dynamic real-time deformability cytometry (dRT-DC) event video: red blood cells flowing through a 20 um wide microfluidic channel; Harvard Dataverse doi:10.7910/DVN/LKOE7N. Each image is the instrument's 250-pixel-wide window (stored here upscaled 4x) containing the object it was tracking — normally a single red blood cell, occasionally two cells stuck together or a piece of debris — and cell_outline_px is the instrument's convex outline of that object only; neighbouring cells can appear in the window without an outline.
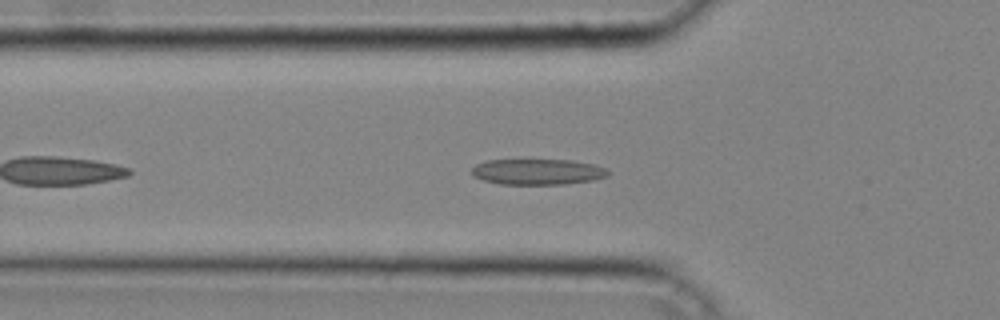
{"species": "common noctule bat (a hibernating species)", "species_latin": "Nyctalus noctula", "temperature_condition": "cold", "stored_images_in_passage": 32, "camera_frame_rate_fps": 3000, "um_per_image_px": 0.085, "animal": {"sex": "male", "body_mass_g": 20.4}, "frame": {"image": 1, "passage_image": 6, "time_ms": 1.667, "image_size_px": [1000, 320], "cell_outline_px": [[612, 172], [608, 176], [592, 180], [564, 184], [500, 184], [484, 180], [476, 176], [472, 172], [472, 168], [476, 164], [484, 160], [572, 160], [592, 164], [608, 168]], "centroid_in_image_um": [45.75, 14.6], "position_along_channel_um": 80.1, "area_um2": 20.46}}
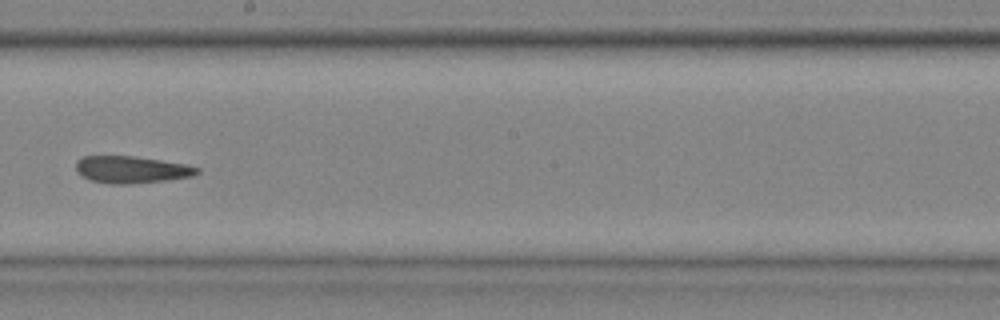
{"frame": {"image": 2, "passage_image": 16, "time_ms": 5.0, "image_size_px": [1000, 320], "cell_outline_px": [[200, 172], [192, 176], [164, 180], [132, 184], [108, 184], [92, 180], [76, 172], [76, 160], [84, 156], [136, 156], [188, 164], [200, 168]], "centroid_in_image_um": [11.19, 14.41], "position_along_channel_um": 237.0, "area_um2": 19.19}}
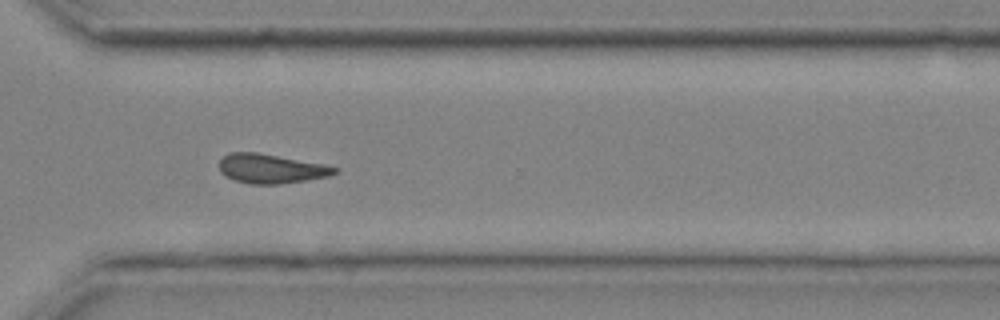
{"frame": {"image": 3, "passage_image": 23, "time_ms": 7.333, "image_size_px": [1000, 320], "cell_outline_px": [[340, 168], [336, 172], [328, 176], [308, 180], [280, 184], [252, 184], [236, 180], [224, 176], [220, 172], [220, 160], [228, 152], [256, 152], [324, 164]], "centroid_in_image_um": [23.03, 14.33], "position_along_channel_um": 347.6, "area_um2": 19.65}}